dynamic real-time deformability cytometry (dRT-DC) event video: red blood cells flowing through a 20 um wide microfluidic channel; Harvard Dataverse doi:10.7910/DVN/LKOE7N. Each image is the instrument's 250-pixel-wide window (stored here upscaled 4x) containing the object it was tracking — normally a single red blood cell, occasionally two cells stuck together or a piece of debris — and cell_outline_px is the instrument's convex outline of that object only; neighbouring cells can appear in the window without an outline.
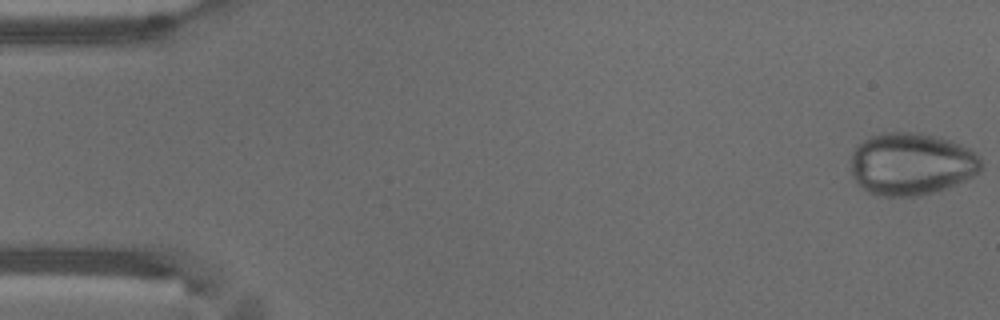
{"species": "common noctule bat (a hibernating species)", "species_latin": "Nyctalus noctula", "temperature_condition": "warm", "stored_images_in_passage": 14, "camera_frame_rate_fps": 3000, "um_per_image_px": 0.085, "animal": {"sex": "male", "body_mass_g": 18.8}, "frame": {"image": 1, "passage_image": 1, "time_ms": 0.0, "image_size_px": [1000, 320], "cell_outline_px": [[980, 172], [956, 184], [920, 196], [880, 196], [868, 192], [852, 176], [852, 152], [856, 144], [872, 136], [884, 132], [920, 132], [940, 136], [952, 140], [976, 152], [980, 156]], "centroid_in_image_um": [77.47, 13.91], "position_along_channel_um": 7.5, "area_um2": 47.51}}